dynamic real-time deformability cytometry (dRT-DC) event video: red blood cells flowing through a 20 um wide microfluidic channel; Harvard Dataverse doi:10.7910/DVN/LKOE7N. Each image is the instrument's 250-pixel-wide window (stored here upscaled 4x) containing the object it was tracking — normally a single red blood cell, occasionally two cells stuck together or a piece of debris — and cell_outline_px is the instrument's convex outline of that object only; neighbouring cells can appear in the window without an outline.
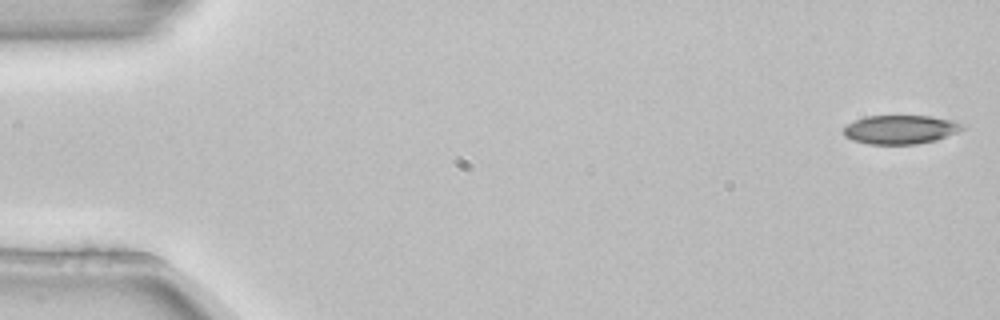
{"species": "common noctule bat (a hibernating species)", "species_latin": "Nyctalus noctula", "temperature_condition": "room temperature", "stored_images_in_passage": 5, "camera_frame_rate_fps": 3000, "um_per_image_px": 0.085, "animal": {"sex": "female", "body_mass_g": 22.7, "forearm_length_mm": 54.2}, "frame": {"image": 1, "passage_image": 1, "time_ms": 0.0, "image_size_px": [1000, 320], "cell_outline_px": [[964, 128], [956, 132], [936, 140], [916, 144], [868, 144], [852, 140], [844, 136], [844, 128], [848, 124], [864, 116], [932, 116], [952, 120], [964, 124]], "centroid_in_image_um": [76.53, 11.01], "position_along_channel_um": 8.5, "area_um2": 19.88}}
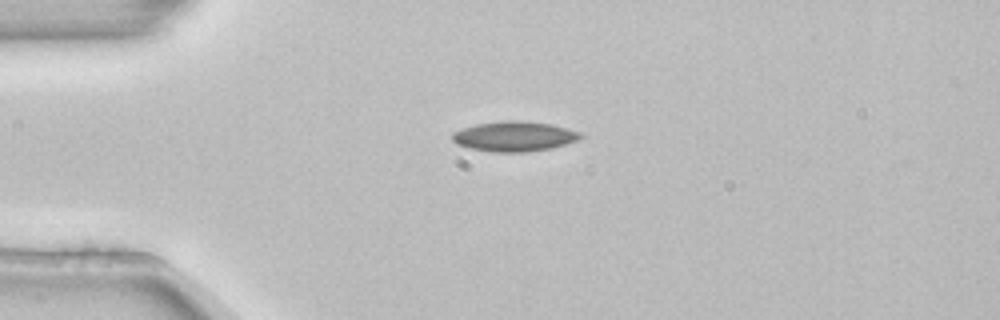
{"frame": {"image": 2, "passage_image": 4, "time_ms": 1.0, "image_size_px": [1000, 320], "cell_outline_px": [[584, 136], [576, 140], [552, 148], [524, 152], [492, 152], [468, 148], [456, 144], [452, 140], [452, 132], [476, 124], [508, 120], [516, 120], [552, 124], [568, 128], [580, 132]], "centroid_in_image_um": [43.7, 11.59], "position_along_channel_um": 41.3, "area_um2": 22.43}}